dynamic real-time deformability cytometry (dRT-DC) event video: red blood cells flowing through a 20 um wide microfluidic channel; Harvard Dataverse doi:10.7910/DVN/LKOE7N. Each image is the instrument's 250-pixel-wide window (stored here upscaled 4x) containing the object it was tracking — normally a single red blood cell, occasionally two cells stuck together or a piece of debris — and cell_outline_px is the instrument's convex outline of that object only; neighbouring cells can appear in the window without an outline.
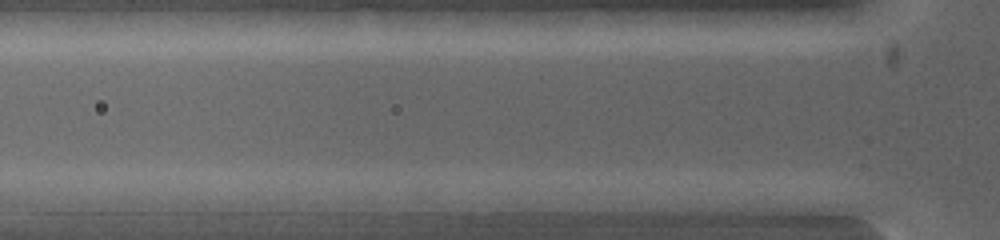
{"species": "common noctule bat (a hibernating species)", "species_latin": "Nyctalus noctula", "temperature_condition": "warm", "stored_images_in_passage": 3, "camera_frame_rate_fps": 5000, "um_per_image_px": 0.085, "animal": {"sex": "female", "body_mass_g": 19.0, "forearm_length_mm": 53.3}, "frame": {"image": 1, "passage_image": 3, "time_ms": 0.4, "image_size_px": [1000, 240], "cell_outline_px": [[568, 200], [548, 212], [468, 216], [436, 216], [408, 212], [412, 196], [420, 192], [560, 192]], "centroid_in_image_um": [41.14, 17.27], "position_along_channel_um": 84.7, "area_um2": 24.04}}